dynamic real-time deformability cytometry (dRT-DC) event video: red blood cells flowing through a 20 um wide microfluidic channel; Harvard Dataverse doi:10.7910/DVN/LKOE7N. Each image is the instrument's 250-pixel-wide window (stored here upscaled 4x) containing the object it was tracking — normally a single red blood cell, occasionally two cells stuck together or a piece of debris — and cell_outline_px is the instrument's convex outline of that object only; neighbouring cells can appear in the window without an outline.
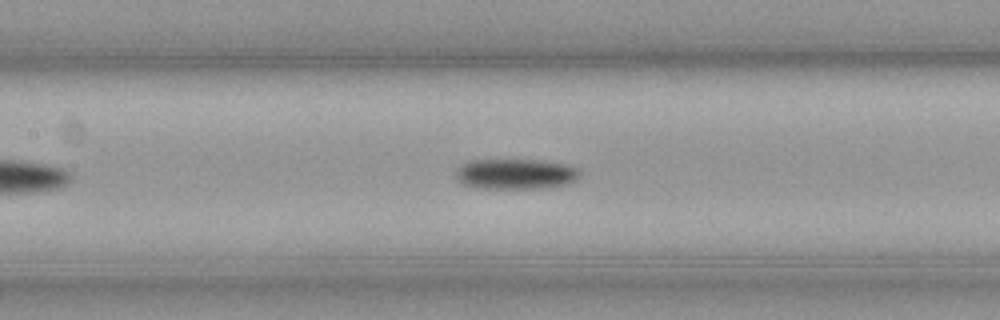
{"species": "common noctule bat (a hibernating species)", "species_latin": "Nyctalus noctula", "temperature_condition": "cold", "stored_images_in_passage": 43, "camera_frame_rate_fps": 3000, "um_per_image_px": 0.085, "animal": {"sex": "male", "body_mass_g": 23.1, "forearm_length_mm": 52.7}, "frame": {"image": 1, "passage_image": 11, "time_ms": 3.333, "image_size_px": [1000, 320], "cell_outline_px": [[580, 176], [568, 184], [548, 188], [484, 188], [464, 184], [456, 180], [456, 172], [464, 164], [472, 160], [540, 160], [568, 164], [576, 168], [580, 172]], "centroid_in_image_um": [43.88, 14.79], "position_along_channel_um": 163.5, "area_um2": 21.85}}
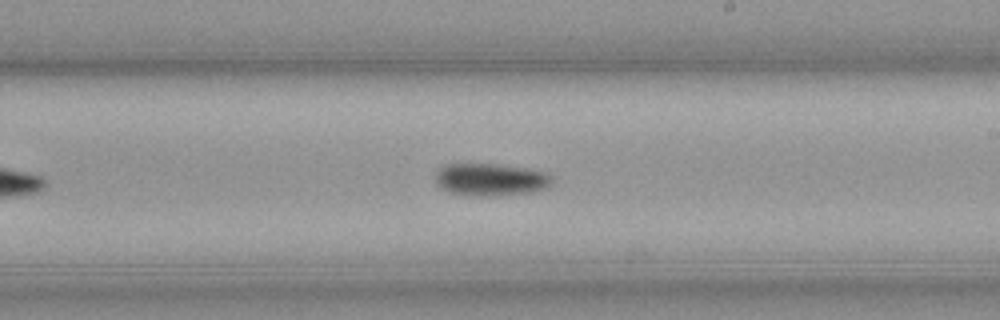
{"frame": {"image": 2, "passage_image": 18, "time_ms": 5.667, "image_size_px": [1000, 320], "cell_outline_px": [[552, 184], [548, 188], [532, 192], [496, 196], [476, 196], [448, 192], [440, 188], [436, 184], [436, 172], [440, 168], [448, 164], [496, 164], [524, 168], [544, 172], [552, 176]], "centroid_in_image_um": [41.71, 15.28], "position_along_channel_um": 247.3, "area_um2": 22.14}}
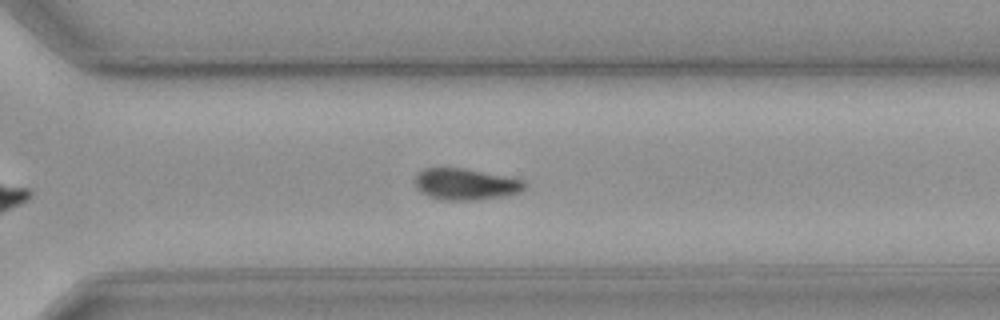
{"frame": {"image": 3, "passage_image": 25, "time_ms": 8.0, "image_size_px": [1000, 320], "cell_outline_px": [[524, 188], [520, 192], [508, 196], [480, 200], [444, 200], [428, 196], [420, 192], [416, 188], [416, 172], [424, 168], [460, 168], [524, 180]], "centroid_in_image_um": [39.55, 15.67], "position_along_channel_um": 331.1, "area_um2": 20.0}, "authors_computed_cell_mechanics": {"area_um2": 20.23, "velocity_mm_per_s": 3.6008, "shape_relaxation_time_tau1_ms": 5.1592, "shape_relaxation_time_tau2_ms": null, "deformation_change_tau1": 0.1153, "deformation_change_tau2": null}}